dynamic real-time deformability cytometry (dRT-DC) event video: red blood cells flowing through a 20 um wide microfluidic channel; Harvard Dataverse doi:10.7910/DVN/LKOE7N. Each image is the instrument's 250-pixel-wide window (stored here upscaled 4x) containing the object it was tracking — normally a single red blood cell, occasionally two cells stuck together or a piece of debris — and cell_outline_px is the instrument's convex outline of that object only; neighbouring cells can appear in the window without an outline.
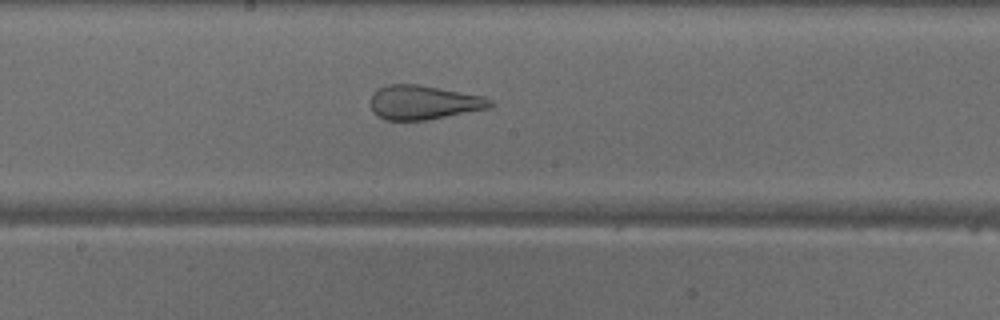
{"species": "common noctule bat (a hibernating species)", "species_latin": "Nyctalus noctula", "temperature_condition": "warm", "stored_images_in_passage": 35, "camera_frame_rate_fps": 3000, "um_per_image_px": 0.085, "animal": {"sex": "male", "body_mass_g": 18.8}, "frame": {"image": 1, "passage_image": 18, "time_ms": 5.667, "image_size_px": [1000, 320], "cell_outline_px": [[496, 104], [492, 108], [424, 120], [384, 120], [372, 112], [368, 100], [372, 92], [388, 84], [416, 84], [484, 96], [492, 100]], "centroid_in_image_um": [35.99, 8.71], "position_along_channel_um": 212.2, "area_um2": 24.1}}
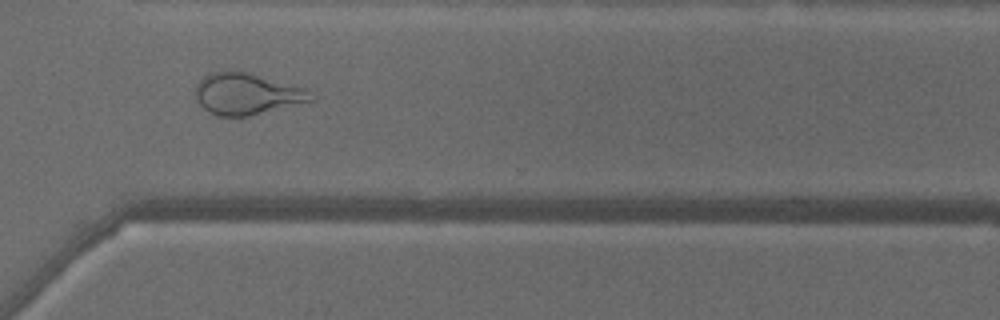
{"frame": {"image": 2, "passage_image": 28, "time_ms": 9.0, "image_size_px": [1000, 320], "cell_outline_px": [[316, 100], [248, 116], [216, 116], [208, 112], [196, 100], [196, 84], [204, 76], [228, 68], [248, 72], [308, 88], [316, 96]], "centroid_in_image_um": [21.02, 7.96], "position_along_channel_um": 349.6, "area_um2": 28.44}}
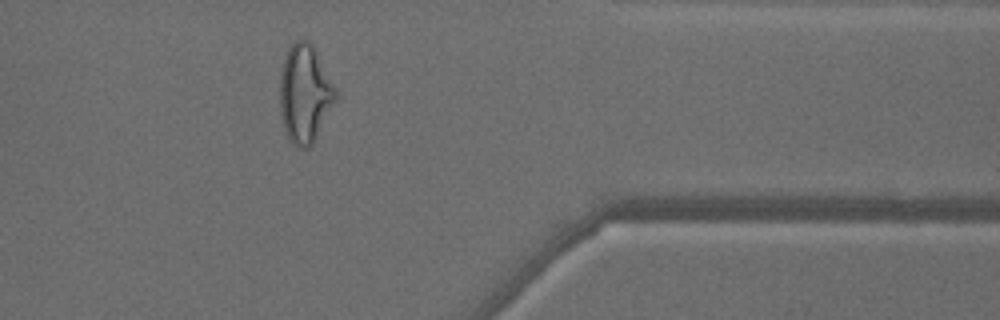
{"frame": {"image": 3, "passage_image": 32, "time_ms": 10.333, "image_size_px": [1000, 320], "cell_outline_px": [[336, 100], [312, 144], [308, 148], [300, 148], [288, 136], [284, 128], [280, 112], [280, 76], [284, 56], [288, 48], [296, 40], [304, 40], [312, 44], [336, 92]], "centroid_in_image_um": [25.88, 7.96], "position_along_channel_um": 385.5, "area_um2": 31.04}, "authors_computed_cell_mechanics": {"area_um2": 28.4376, "velocity_mm_per_s": 4.131, "shape_relaxation_time_tau1_ms": null, "shape_relaxation_time_tau2_ms": 1.243, "deformation_change_tau1": null, "deformation_change_tau2": 0.113}}